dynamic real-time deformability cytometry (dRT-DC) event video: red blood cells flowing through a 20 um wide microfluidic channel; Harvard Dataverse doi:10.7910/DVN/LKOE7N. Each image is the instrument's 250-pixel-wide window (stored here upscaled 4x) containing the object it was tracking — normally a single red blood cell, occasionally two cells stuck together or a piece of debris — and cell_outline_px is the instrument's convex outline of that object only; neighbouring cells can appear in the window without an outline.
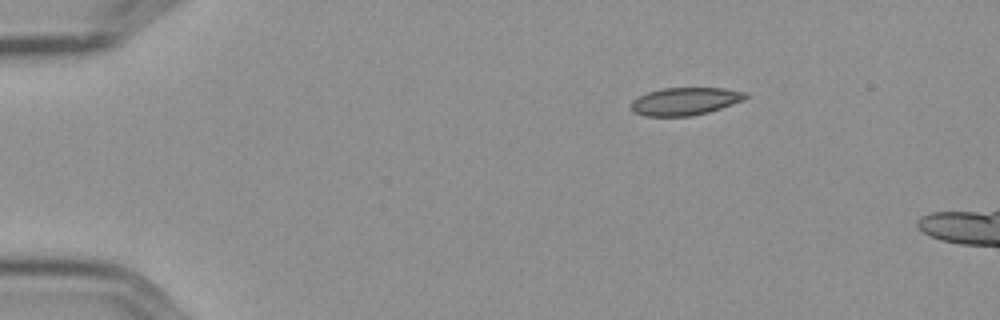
{"species": "Egyptian fruit bat (a non-hibernating species)", "species_latin": "Rousettus aegyptiacus", "temperature_condition": "cold", "stored_images_in_passage": 48, "camera_frame_rate_fps": 3000, "um_per_image_px": 0.085, "frame": {"image": 1, "passage_image": 1, "time_ms": 0.0, "image_size_px": [1000, 320], "cell_outline_px": [[748, 96], [744, 100], [708, 112], [692, 116], [644, 116], [632, 112], [628, 108], [632, 100], [648, 92], [664, 88], [724, 88], [748, 92]], "centroid_in_image_um": [58.21, 8.61], "position_along_channel_um": 26.8, "area_um2": 18.61}}
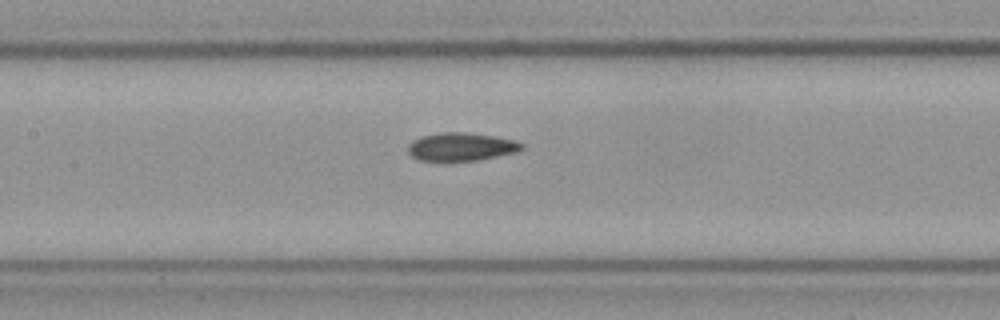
{"frame": {"image": 2, "passage_image": 19, "time_ms": 6.0, "image_size_px": [1000, 320], "cell_outline_px": [[524, 148], [516, 152], [476, 160], [420, 160], [412, 156], [408, 152], [408, 144], [412, 140], [424, 136], [440, 132], [464, 132], [496, 136], [516, 140], [524, 144]], "centroid_in_image_um": [39.22, 12.46], "position_along_channel_um": 168.2, "area_um2": 18.5}}
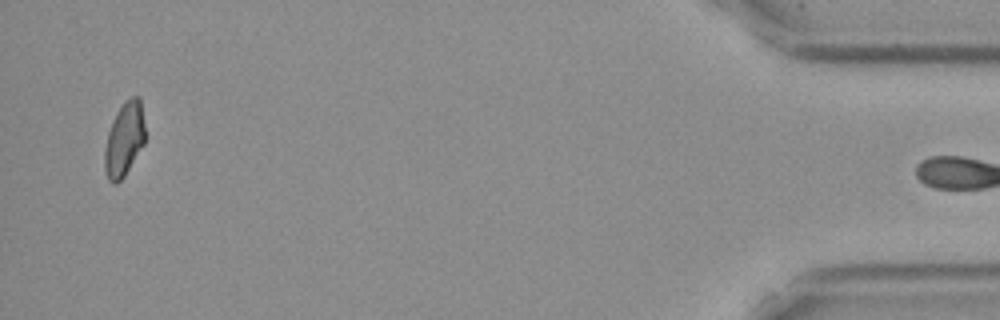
{"frame": {"image": 3, "passage_image": 47, "time_ms": 15.333, "image_size_px": [1000, 320], "cell_outline_px": [[144, 144], [124, 176], [116, 184], [112, 184], [108, 180], [104, 168], [104, 148], [108, 132], [124, 100], [132, 96], [140, 96], [144, 124]], "centroid_in_image_um": [10.55, 11.86], "position_along_channel_um": 424.6, "area_um2": 17.28}}